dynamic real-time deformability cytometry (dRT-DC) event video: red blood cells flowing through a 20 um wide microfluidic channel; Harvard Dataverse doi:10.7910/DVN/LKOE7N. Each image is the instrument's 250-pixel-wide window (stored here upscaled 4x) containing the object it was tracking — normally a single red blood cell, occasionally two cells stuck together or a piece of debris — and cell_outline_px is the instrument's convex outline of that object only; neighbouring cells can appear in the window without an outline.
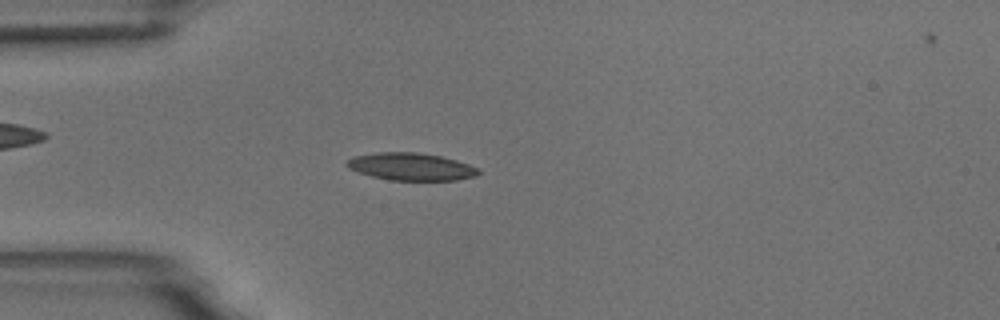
{"species": "common noctule bat (a hibernating species)", "species_latin": "Nyctalus noctula", "temperature_condition": "room temperature", "stored_images_in_passage": 5, "camera_frame_rate_fps": 3000, "um_per_image_px": 0.085, "animal": {"sex": "male", "body_mass_g": 18.8}, "frame": {"image": 1, "passage_image": 4, "time_ms": 3.667, "image_size_px": [1000, 320], "cell_outline_px": [[480, 172], [476, 176], [456, 180], [388, 180], [372, 176], [348, 168], [344, 164], [352, 156], [376, 152], [416, 152], [440, 156], [456, 160], [480, 168]], "centroid_in_image_um": [34.93, 14.16], "position_along_channel_um": 50.1, "area_um2": 21.1}}